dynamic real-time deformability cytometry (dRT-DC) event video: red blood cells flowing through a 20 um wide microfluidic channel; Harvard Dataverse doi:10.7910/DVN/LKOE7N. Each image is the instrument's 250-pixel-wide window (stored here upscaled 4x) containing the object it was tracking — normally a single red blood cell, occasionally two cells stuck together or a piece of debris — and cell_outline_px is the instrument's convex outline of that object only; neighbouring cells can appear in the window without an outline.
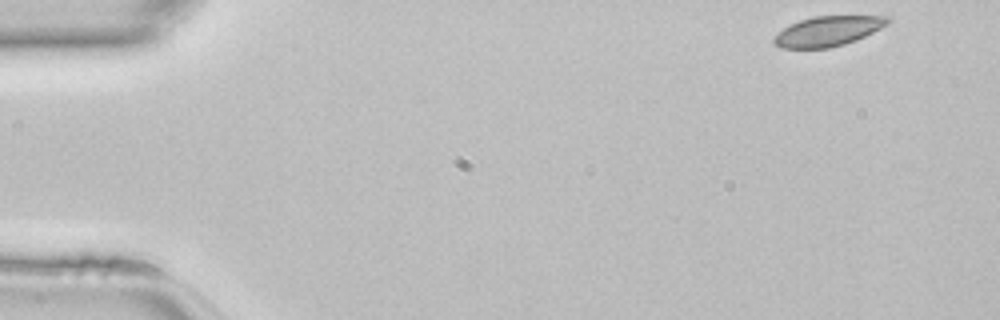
{"species": "common noctule bat (a hibernating species)", "species_latin": "Nyctalus noctula", "temperature_condition": "room temperature", "stored_images_in_passage": 44, "camera_frame_rate_fps": 3000, "um_per_image_px": 0.085, "animal": {"sex": "female", "body_mass_g": 22.7, "forearm_length_mm": 54.2}, "frame": {"image": 1, "passage_image": 1, "time_ms": 0.0, "image_size_px": [1000, 320], "cell_outline_px": [[892, 20], [888, 24], [856, 40], [844, 44], [828, 48], [780, 48], [772, 40], [772, 36], [784, 28], [800, 20], [812, 16], [888, 16]], "centroid_in_image_um": [70.36, 2.64], "position_along_channel_um": 14.6, "area_um2": 19.77}}
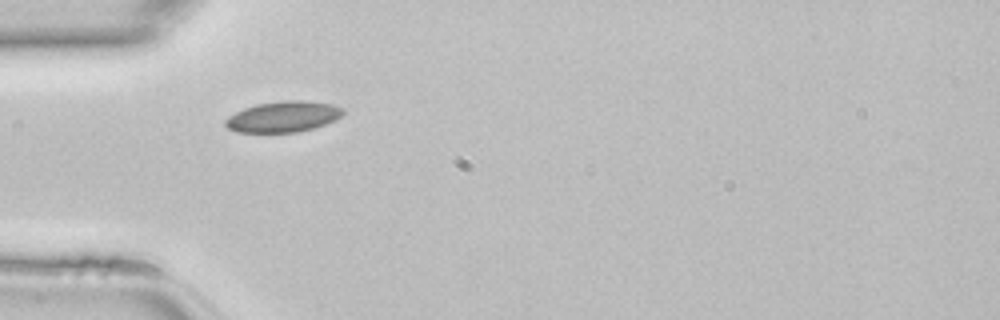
{"frame": {"image": 2, "passage_image": 12, "time_ms": 3.667, "image_size_px": [1000, 320], "cell_outline_px": [[344, 112], [336, 120], [312, 128], [296, 132], [236, 132], [228, 128], [224, 124], [224, 120], [228, 116], [244, 108], [256, 104], [284, 100], [304, 100], [332, 104], [344, 108]], "centroid_in_image_um": [24.06, 9.91], "position_along_channel_um": 60.9, "area_um2": 21.15}}
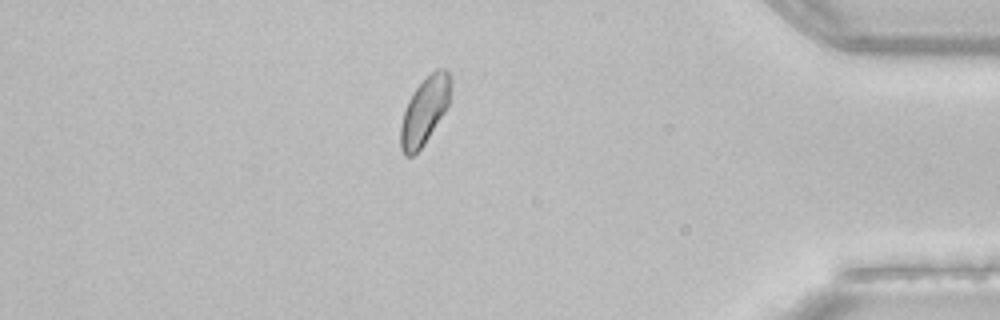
{"frame": {"image": 3, "passage_image": 38, "time_ms": 12.333, "image_size_px": [1000, 320], "cell_outline_px": [[452, 84], [448, 104], [444, 112], [424, 144], [412, 156], [404, 156], [400, 148], [400, 124], [408, 100], [412, 92], [436, 68], [444, 68], [448, 72], [452, 80]], "centroid_in_image_um": [36.08, 9.41], "position_along_channel_um": 399.1, "area_um2": 19.48}}